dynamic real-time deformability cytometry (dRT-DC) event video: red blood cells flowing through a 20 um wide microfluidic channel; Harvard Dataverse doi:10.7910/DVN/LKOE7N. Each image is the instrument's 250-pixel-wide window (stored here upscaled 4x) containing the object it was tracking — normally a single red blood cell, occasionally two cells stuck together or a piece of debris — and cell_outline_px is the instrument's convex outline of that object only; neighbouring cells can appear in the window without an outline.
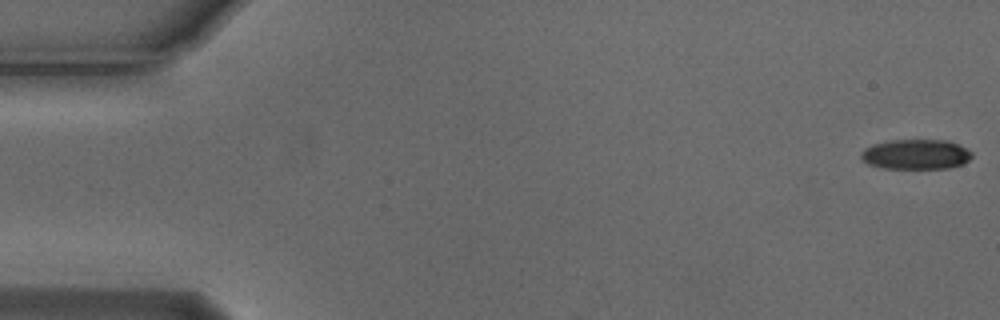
{"species": "Egyptian fruit bat (a non-hibernating species)", "species_latin": "Rousettus aegyptiacus", "temperature_condition": "cold", "stored_images_in_passage": 6, "camera_frame_rate_fps": 3000, "um_per_image_px": 0.085, "animal": {"sex": "male"}, "frame": {"image": 1, "passage_image": 1, "time_ms": 0.0, "image_size_px": [1000, 320], "cell_outline_px": [[972, 156], [964, 164], [948, 168], [884, 168], [868, 164], [860, 156], [860, 152], [864, 148], [872, 144], [892, 140], [948, 140], [972, 152]], "centroid_in_image_um": [77.83, 13.11], "position_along_channel_um": 7.2, "area_um2": 19.31}}
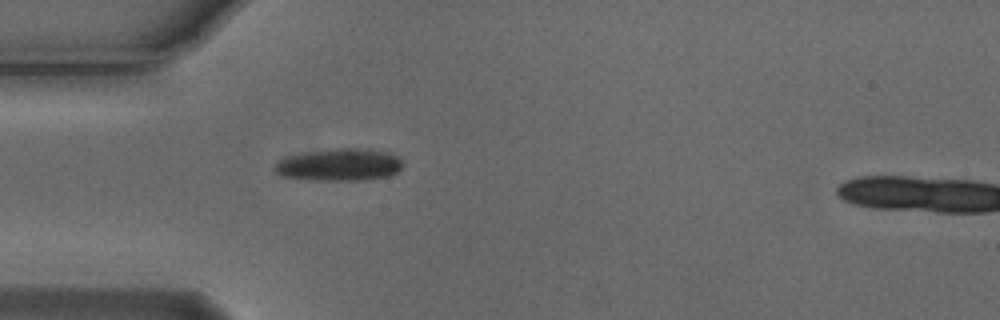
{"frame": {"image": 2, "passage_image": 5, "time_ms": 1.333, "image_size_px": [1000, 320], "cell_outline_px": [[404, 164], [396, 172], [388, 176], [364, 180], [308, 180], [280, 176], [272, 168], [280, 160], [304, 152], [340, 148], [352, 148], [388, 152], [396, 156]], "centroid_in_image_um": [28.82, 14.02], "position_along_channel_um": 56.2, "area_um2": 23.87}}